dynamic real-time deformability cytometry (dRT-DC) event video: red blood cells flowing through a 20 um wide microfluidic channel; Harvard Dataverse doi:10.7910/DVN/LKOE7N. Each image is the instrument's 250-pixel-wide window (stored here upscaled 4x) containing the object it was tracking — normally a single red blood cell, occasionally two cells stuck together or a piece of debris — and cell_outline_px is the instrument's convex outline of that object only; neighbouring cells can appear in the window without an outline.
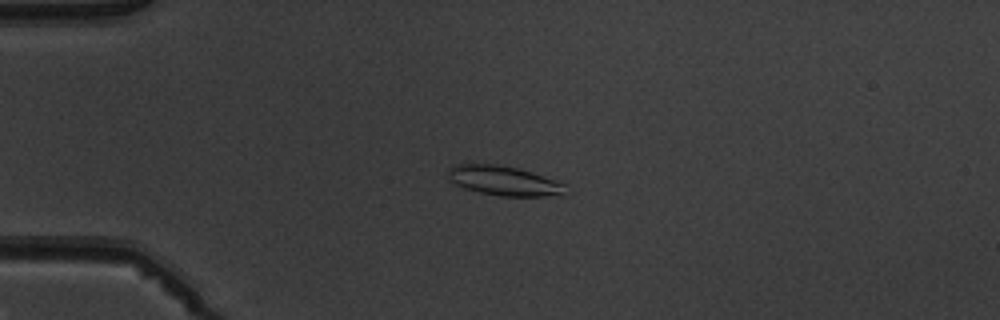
{"species": "common noctule bat (a hibernating species)", "species_latin": "Nyctalus noctula", "temperature_condition": "warm", "stored_images_in_passage": 5, "camera_frame_rate_fps": 3000, "um_per_image_px": 0.085, "animal": {"sex": "male", "body_mass_g": 19.5, "forearm_length_mm": 54.6}, "frame": {"image": 1, "passage_image": 3, "time_ms": 2.333, "image_size_px": [1000, 320], "cell_outline_px": [[568, 184], [564, 196], [500, 196], [480, 192], [464, 188], [456, 184], [448, 176], [448, 168], [452, 164], [468, 160], [496, 164], [516, 168], [532, 172]], "centroid_in_image_um": [42.81, 15.32], "position_along_channel_um": 42.2, "area_um2": 21.04}}